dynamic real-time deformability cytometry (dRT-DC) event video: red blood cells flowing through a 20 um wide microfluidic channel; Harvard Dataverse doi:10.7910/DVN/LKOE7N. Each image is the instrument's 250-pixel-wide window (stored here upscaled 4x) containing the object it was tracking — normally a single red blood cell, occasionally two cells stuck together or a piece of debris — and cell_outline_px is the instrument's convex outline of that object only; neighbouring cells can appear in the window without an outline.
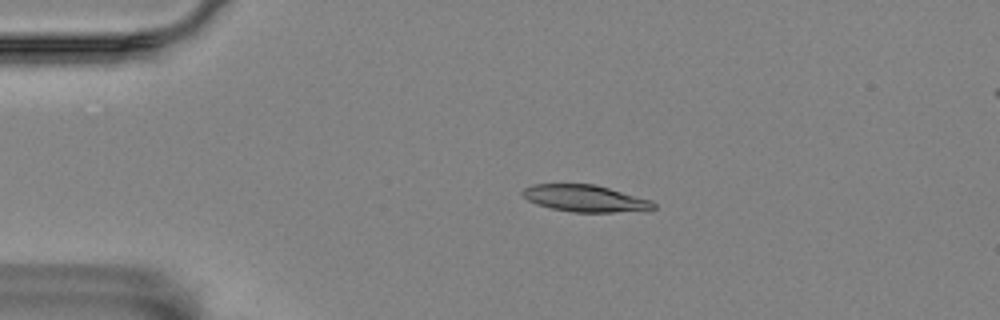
{"species": "Egyptian fruit bat (a non-hibernating species)", "species_latin": "Rousettus aegyptiacus", "temperature_condition": "room temperature", "stored_images_in_passage": 3, "camera_frame_rate_fps": 3000, "um_per_image_px": 0.085, "animal": {"sex": "female"}, "frame": {"image": 1, "passage_image": 2, "time_ms": 0.333, "image_size_px": [1000, 320], "cell_outline_px": [[656, 208], [612, 212], [572, 212], [552, 208], [536, 204], [528, 200], [520, 192], [524, 188], [532, 184], [592, 184], [608, 188], [652, 200], [656, 204]], "centroid_in_image_um": [49.69, 16.85], "position_along_channel_um": 35.3, "area_um2": 20.17}}